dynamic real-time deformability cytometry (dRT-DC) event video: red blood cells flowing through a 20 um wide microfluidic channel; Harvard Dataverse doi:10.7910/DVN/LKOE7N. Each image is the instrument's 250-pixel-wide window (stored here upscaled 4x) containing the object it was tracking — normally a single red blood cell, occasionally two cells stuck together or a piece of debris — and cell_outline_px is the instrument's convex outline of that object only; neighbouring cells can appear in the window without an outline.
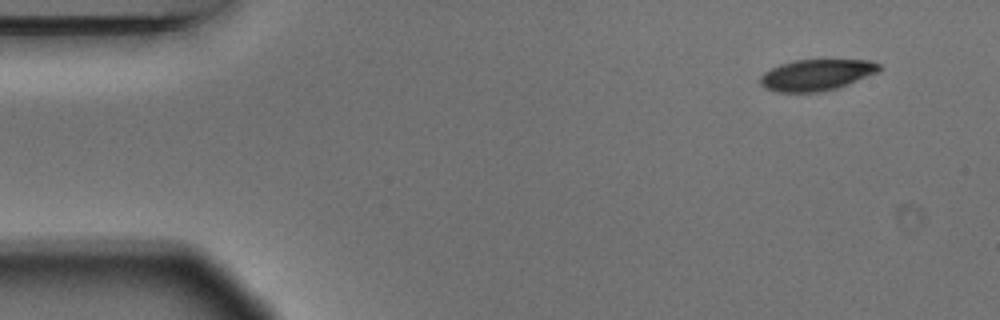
{"species": "Egyptian fruit bat (a non-hibernating species)", "species_latin": "Rousettus aegyptiacus", "temperature_condition": "warm", "stored_images_in_passage": 9, "camera_frame_rate_fps": 3000, "um_per_image_px": 0.085, "animal": {"sex": "male"}, "frame": {"image": 1, "passage_image": 1, "time_ms": 0.0, "image_size_px": [1000, 320], "cell_outline_px": [[880, 68], [876, 72], [848, 84], [836, 88], [820, 92], [776, 92], [764, 88], [760, 84], [760, 76], [764, 72], [780, 64], [792, 60], [868, 60], [880, 64]], "centroid_in_image_um": [69.34, 6.37], "position_along_channel_um": 15.7, "area_um2": 21.5}}
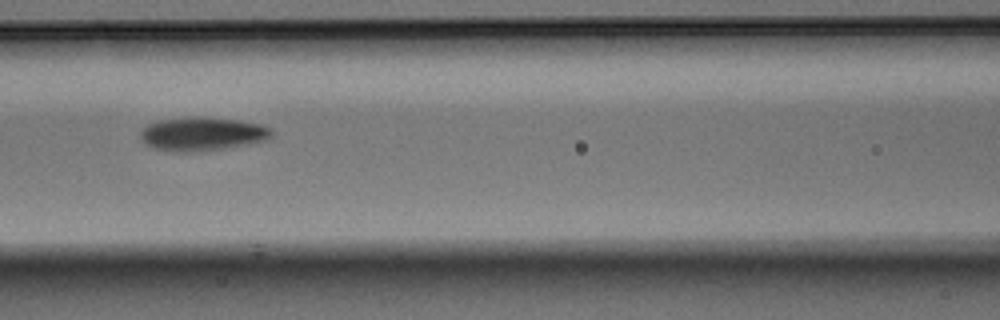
{"frame": {"image": 2, "passage_image": 6, "time_ms": 1.667, "image_size_px": [1000, 320], "cell_outline_px": [[272, 136], [268, 140], [224, 148], [188, 152], [176, 152], [152, 148], [144, 144], [140, 140], [140, 128], [148, 124], [160, 120], [192, 116], [200, 116], [240, 120], [260, 124], [268, 128], [272, 132]], "centroid_in_image_um": [17.13, 11.37], "position_along_channel_um": 149.5, "area_um2": 25.89}}
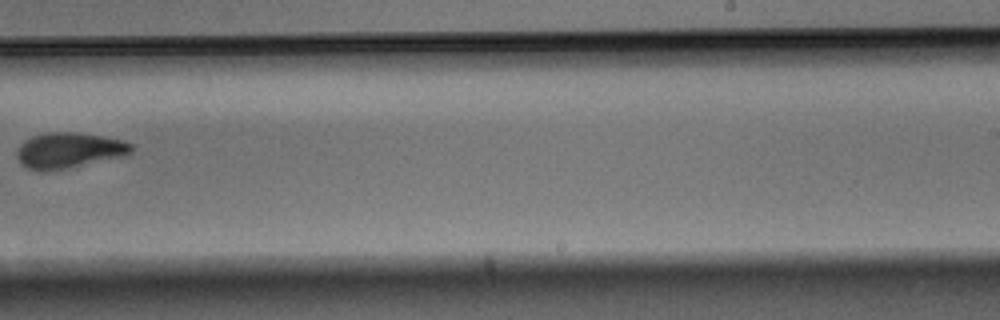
{"frame": {"image": 3, "passage_image": 9, "time_ms": 2.667, "image_size_px": [1000, 320], "cell_outline_px": [[132, 152], [124, 156], [68, 168], [28, 168], [20, 164], [16, 156], [16, 152], [20, 144], [24, 140], [32, 136], [48, 132], [76, 132], [124, 140], [132, 144]], "centroid_in_image_um": [5.87, 12.74], "position_along_channel_um": 283.1, "area_um2": 23.29}}